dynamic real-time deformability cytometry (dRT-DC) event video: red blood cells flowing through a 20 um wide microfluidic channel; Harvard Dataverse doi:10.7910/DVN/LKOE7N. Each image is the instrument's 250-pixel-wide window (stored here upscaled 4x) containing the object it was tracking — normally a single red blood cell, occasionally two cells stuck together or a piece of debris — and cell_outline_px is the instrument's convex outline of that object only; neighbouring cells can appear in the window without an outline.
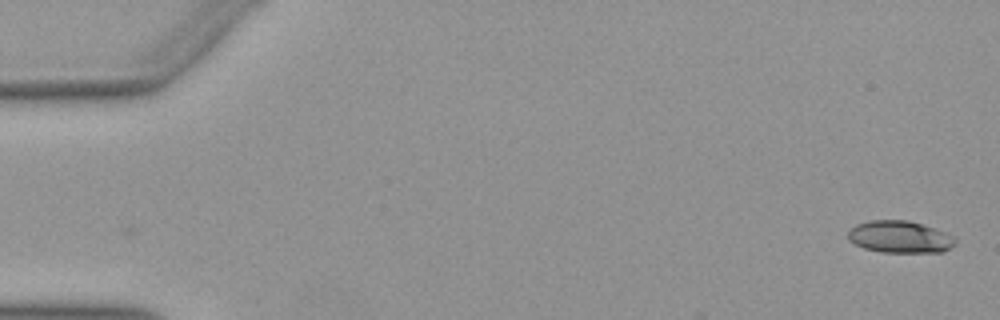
{"species": "Egyptian fruit bat (a non-hibernating species)", "species_latin": "Rousettus aegyptiacus", "temperature_condition": "warm", "stored_images_in_passage": 51, "camera_frame_rate_fps": 3000, "um_per_image_px": 0.085, "animal": {"sex": "female"}, "frame": {"image": 1, "passage_image": 1, "time_ms": 0.0, "image_size_px": [1000, 320], "cell_outline_px": [[956, 244], [944, 252], [880, 252], [864, 248], [848, 240], [848, 232], [856, 224], [868, 220], [908, 220], [936, 228], [952, 236], [956, 240]], "centroid_in_image_um": [76.49, 20.13], "position_along_channel_um": 8.5, "area_um2": 20.11}}
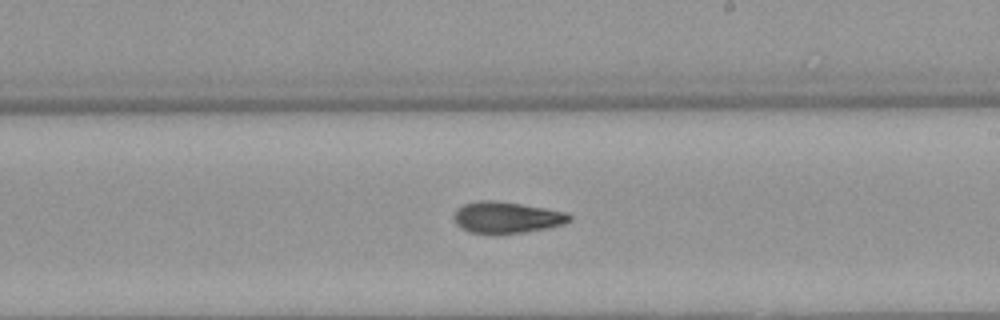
{"frame": {"image": 2, "passage_image": 30, "time_ms": 9.667, "image_size_px": [1000, 320], "cell_outline_px": [[572, 220], [564, 224], [548, 228], [524, 232], [468, 232], [460, 228], [456, 224], [456, 208], [464, 204], [480, 200], [496, 200], [568, 212], [572, 216]], "centroid_in_image_um": [43.11, 18.46], "position_along_channel_um": 245.9, "area_um2": 20.81}}
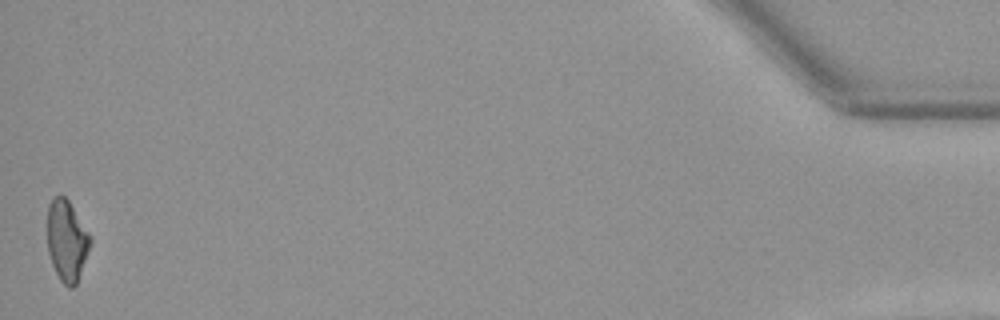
{"frame": {"image": 3, "passage_image": 51, "time_ms": 16.667, "image_size_px": [1000, 320], "cell_outline_px": [[92, 240], [88, 252], [76, 284], [72, 288], [68, 288], [60, 280], [52, 264], [48, 252], [48, 204], [56, 196], [64, 196], [68, 200], [92, 236]], "centroid_in_image_um": [5.69, 20.46], "position_along_channel_um": 429.5, "area_um2": 20.11}, "authors_computed_cell_mechanics": {"area_um2": 20.519, "velocity_mm_per_s": 3.981, "shape_relaxation_time_tau1_ms": null, "shape_relaxation_time_tau2_ms": 3.9274, "deformation_change_tau1": null, "deformation_change_tau2": 0.1104}}